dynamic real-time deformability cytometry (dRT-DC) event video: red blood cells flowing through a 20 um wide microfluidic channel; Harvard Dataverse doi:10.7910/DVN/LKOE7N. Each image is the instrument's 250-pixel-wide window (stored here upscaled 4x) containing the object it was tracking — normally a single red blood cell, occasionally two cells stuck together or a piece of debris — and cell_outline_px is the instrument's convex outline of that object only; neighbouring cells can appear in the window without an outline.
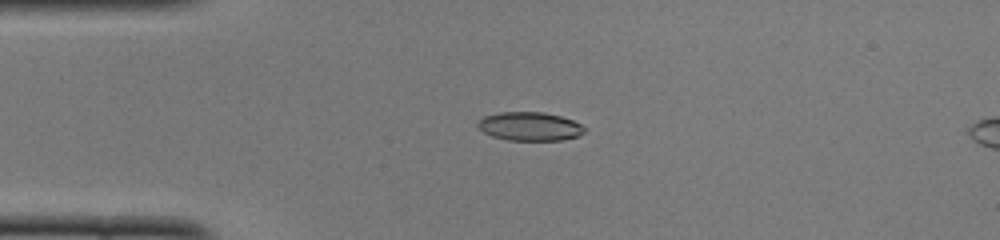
{"species": "common noctule bat (a hibernating species)", "species_latin": "Nyctalus noctula", "temperature_condition": "cold", "stored_images_in_passage": 16, "camera_frame_rate_fps": 3000, "um_per_image_px": 0.085, "animal": {"sex": "female", "body_mass_g": 22.0, "forearm_length_mm": 56.7}, "frame": {"image": 1, "passage_image": 12, "time_ms": 3.667, "image_size_px": [1000, 240], "cell_outline_px": [[584, 132], [580, 136], [560, 140], [508, 140], [492, 136], [484, 132], [476, 124], [484, 116], [500, 112], [544, 112], [560, 116], [572, 120], [580, 124], [584, 128]], "centroid_in_image_um": [45.03, 10.74], "position_along_channel_um": 40.0, "area_um2": 17.69}}